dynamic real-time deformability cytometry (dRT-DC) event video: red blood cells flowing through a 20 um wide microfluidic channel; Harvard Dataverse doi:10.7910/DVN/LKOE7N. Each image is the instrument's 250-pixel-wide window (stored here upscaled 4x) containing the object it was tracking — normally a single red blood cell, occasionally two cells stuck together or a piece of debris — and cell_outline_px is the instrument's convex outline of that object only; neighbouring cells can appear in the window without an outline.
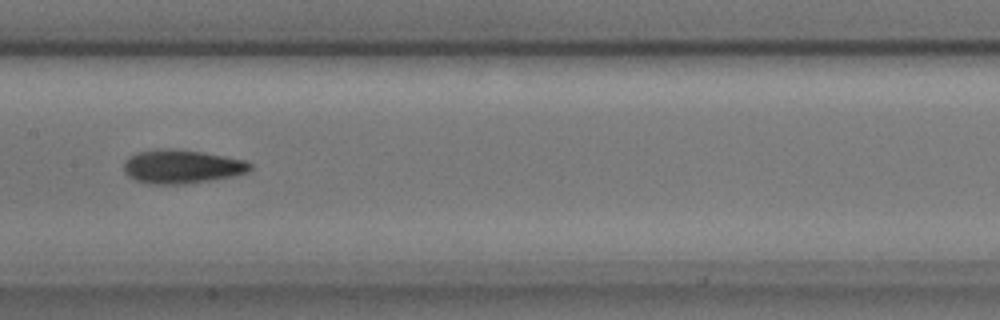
{"species": "common noctule bat (a hibernating species)", "species_latin": "Nyctalus noctula", "temperature_condition": "cold", "stored_images_in_passage": 14, "camera_frame_rate_fps": 3000, "um_per_image_px": 0.085, "animal": {"sex": "male", "body_mass_g": 17.9, "forearm_length_mm": 54.2}, "frame": {"image": 1, "passage_image": 7, "time_ms": 2.0, "image_size_px": [1000, 320], "cell_outline_px": [[252, 168], [248, 172], [232, 176], [184, 184], [148, 184], [136, 180], [128, 176], [124, 172], [124, 160], [136, 152], [156, 148], [168, 148], [200, 152], [248, 160], [252, 164]], "centroid_in_image_um": [15.43, 14.15], "position_along_channel_um": 192.0, "area_um2": 24.91}}
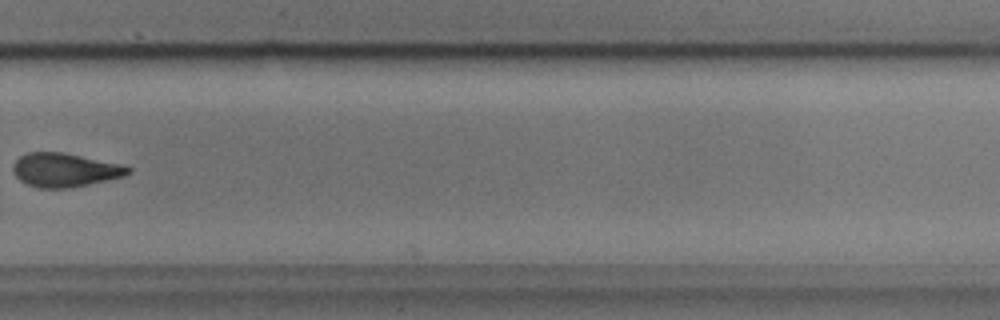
{"frame": {"image": 2, "passage_image": 10, "time_ms": 3.0, "image_size_px": [1000, 320], "cell_outline_px": [[132, 172], [124, 176], [88, 184], [68, 188], [40, 188], [28, 184], [20, 180], [16, 176], [12, 168], [16, 160], [20, 156], [28, 152], [64, 152], [124, 164], [132, 168]], "centroid_in_image_um": [5.55, 14.43], "position_along_channel_um": 324.2, "area_um2": 22.72}}
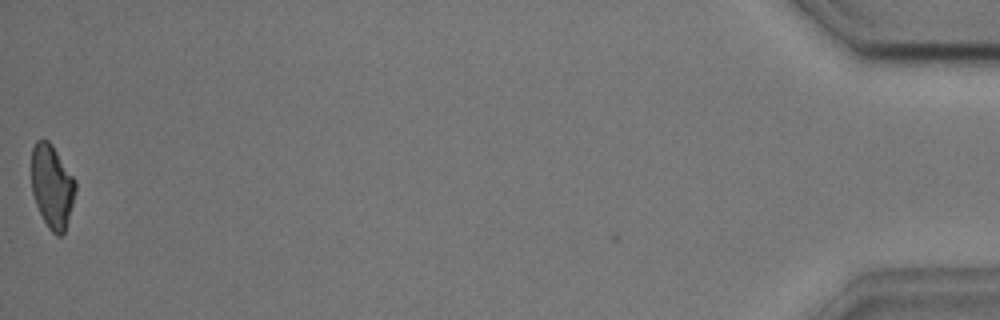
{"frame": {"image": 3, "passage_image": 14, "time_ms": 4.333, "image_size_px": [1000, 320], "cell_outline_px": [[76, 192], [64, 232], [60, 236], [56, 236], [48, 228], [36, 204], [32, 192], [32, 148], [36, 140], [48, 140], [52, 144], [76, 180]], "centroid_in_image_um": [4.43, 15.83], "position_along_channel_um": 430.8, "area_um2": 21.33}}